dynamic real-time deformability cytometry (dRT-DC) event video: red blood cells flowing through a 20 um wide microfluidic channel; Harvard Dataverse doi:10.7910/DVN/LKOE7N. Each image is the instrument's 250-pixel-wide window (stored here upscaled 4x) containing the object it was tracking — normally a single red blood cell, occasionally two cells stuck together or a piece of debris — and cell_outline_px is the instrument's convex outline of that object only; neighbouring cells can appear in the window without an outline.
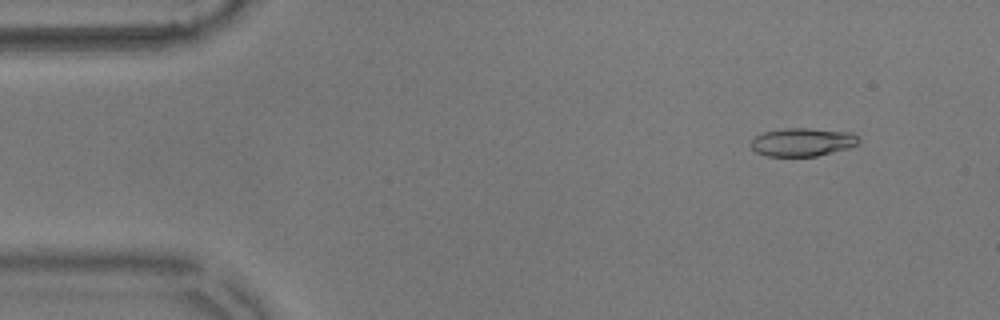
{"species": "common noctule bat (a hibernating species)", "species_latin": "Nyctalus noctula", "temperature_condition": "warm", "stored_images_in_passage": 56, "camera_frame_rate_fps": 3000, "um_per_image_px": 0.085, "animal": {"sex": "male", "body_mass_g": 17.9}, "frame": {"image": 1, "passage_image": 6, "time_ms": 1.667, "image_size_px": [1000, 320], "cell_outline_px": [[860, 144], [848, 148], [816, 156], [768, 156], [756, 152], [752, 148], [752, 140], [756, 136], [764, 132], [784, 128], [808, 128], [852, 132], [860, 136]], "centroid_in_image_um": [68.27, 12.07], "position_along_channel_um": 16.7, "area_um2": 17.8}}
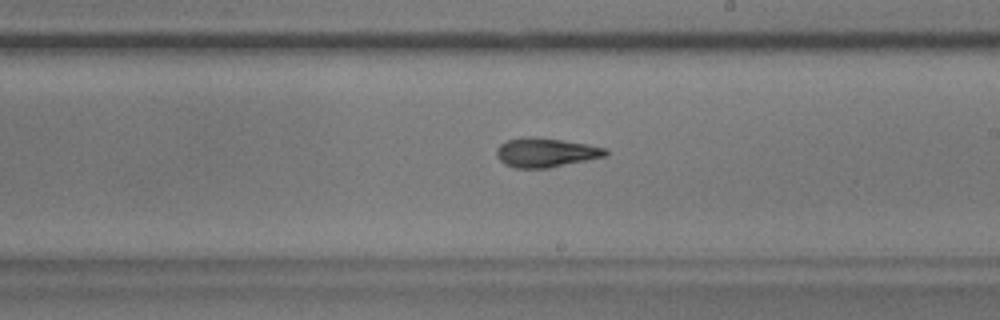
{"frame": {"image": 2, "passage_image": 32, "time_ms": 10.333, "image_size_px": [1000, 320], "cell_outline_px": [[608, 156], [548, 168], [516, 168], [504, 164], [496, 156], [496, 148], [500, 144], [508, 140], [528, 136], [532, 136], [588, 144], [608, 148]], "centroid_in_image_um": [46.4, 12.97], "position_along_channel_um": 242.6, "area_um2": 18.67}}
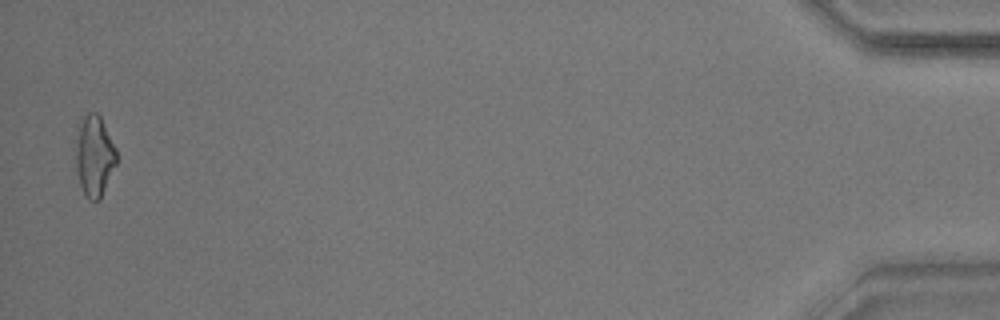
{"frame": {"image": 3, "passage_image": 55, "time_ms": 18.0, "image_size_px": [1000, 320], "cell_outline_px": [[116, 164], [100, 200], [92, 200], [84, 192], [80, 184], [76, 168], [76, 124], [88, 112], [96, 112], [100, 116], [116, 148]], "centroid_in_image_um": [8.0, 13.2], "position_along_channel_um": 427.2, "area_um2": 19.19}, "authors_computed_cell_mechanics": {"area_um2": 18.3226, "velocity_mm_per_s": 3.6315, "shape_relaxation_time_tau1_ms": 4.5503, "shape_relaxation_time_tau2_ms": 3.8799, "deformation_change_tau1": 0.1578, "deformation_change_tau2": 0.1336}}